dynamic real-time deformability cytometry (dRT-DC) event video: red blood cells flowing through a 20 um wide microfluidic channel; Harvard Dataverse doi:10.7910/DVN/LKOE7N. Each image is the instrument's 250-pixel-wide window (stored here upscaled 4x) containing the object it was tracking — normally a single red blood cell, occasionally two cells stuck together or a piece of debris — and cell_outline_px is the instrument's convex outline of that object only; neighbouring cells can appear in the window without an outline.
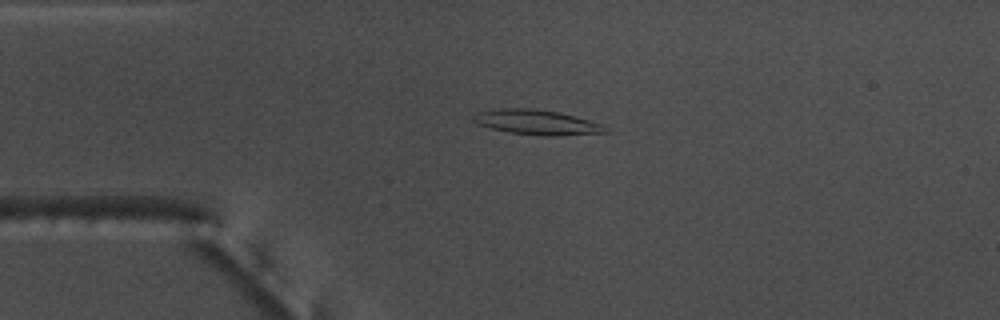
{"species": "common noctule bat (a hibernating species)", "species_latin": "Nyctalus noctula", "temperature_condition": "warm", "stored_images_in_passage": 52, "camera_frame_rate_fps": 3000, "um_per_image_px": 0.085, "animal": {"sex": "male", "body_mass_g": 17.5, "forearm_length_mm": 52.3}, "frame": {"image": 1, "passage_image": 11, "time_ms": 3.333, "image_size_px": [1000, 320], "cell_outline_px": [[608, 132], [556, 136], [544, 136], [508, 132], [476, 124], [472, 120], [472, 116], [476, 112], [500, 108], [528, 108], [556, 112], [604, 124]], "centroid_in_image_um": [45.58, 10.4], "position_along_channel_um": 39.4, "area_um2": 19.02}}
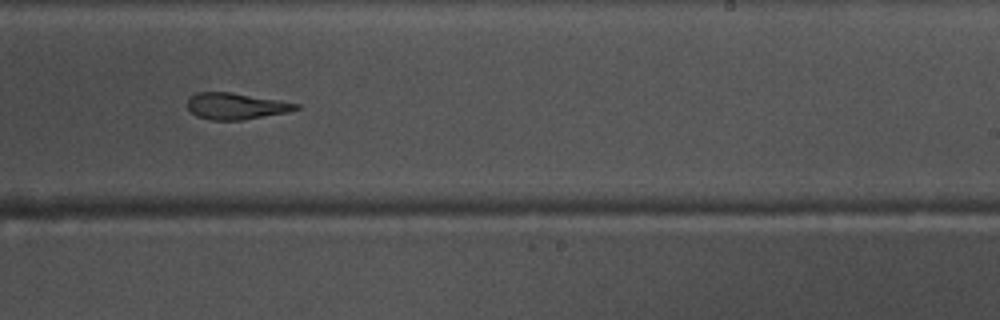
{"frame": {"image": 2, "passage_image": 31, "time_ms": 10.0, "image_size_px": [1000, 320], "cell_outline_px": [[300, 108], [288, 112], [244, 120], [212, 120], [196, 116], [188, 108], [188, 96], [196, 92], [232, 92], [280, 100], [300, 104]], "centroid_in_image_um": [20.06, 9.01], "position_along_channel_um": 268.9, "area_um2": 16.88}}
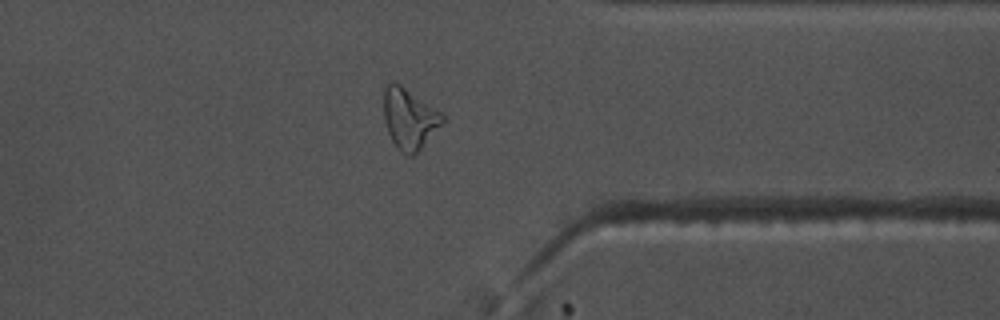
{"frame": {"image": 3, "passage_image": 40, "time_ms": 13.0, "image_size_px": [1000, 320], "cell_outline_px": [[444, 120], [420, 148], [412, 156], [408, 156], [400, 152], [392, 140], [388, 132], [384, 120], [384, 88], [392, 80], [400, 84], [440, 112], [444, 116]], "centroid_in_image_um": [34.74, 10.07], "position_along_channel_um": 376.7, "area_um2": 20.23}, "authors_computed_cell_mechanics": {"area_um2": 17.7446, "velocity_mm_per_s": 3.8279, "shape_relaxation_time_tau1_ms": 9.0999, "shape_relaxation_time_tau2_ms": 3.3242, "deformation_change_tau1": 0.3031, "deformation_change_tau2": 0.1431}}